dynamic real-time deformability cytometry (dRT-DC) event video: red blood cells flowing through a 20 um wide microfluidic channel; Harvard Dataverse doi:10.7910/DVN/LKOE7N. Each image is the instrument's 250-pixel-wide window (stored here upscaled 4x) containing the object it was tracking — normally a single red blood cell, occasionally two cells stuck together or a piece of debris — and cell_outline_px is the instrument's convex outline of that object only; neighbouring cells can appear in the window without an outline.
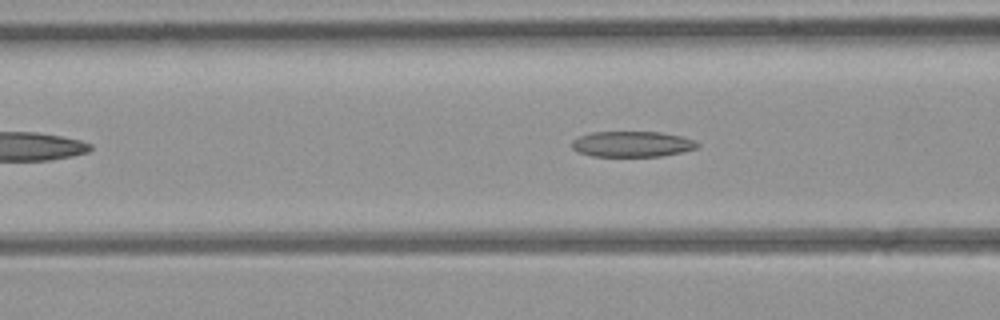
{"species": "common noctule bat (a hibernating species)", "species_latin": "Nyctalus noctula", "temperature_condition": "room temperature", "stored_images_in_passage": 6, "segment_of_instrument_passage": [2, 2], "camera_frame_rate_fps": 3000, "um_per_image_px": 0.085, "animal": {"sex": "female", "body_mass_g": 21.9}, "frame": {"image": 1, "passage_image": 6, "time_ms": 5.667, "image_size_px": [1000, 320], "cell_outline_px": [[700, 144], [696, 148], [680, 152], [660, 156], [592, 156], [580, 152], [572, 148], [572, 140], [580, 136], [592, 132], [660, 132], [680, 136], [696, 140]], "centroid_in_image_um": [53.74, 12.24], "position_along_channel_um": 112.9, "area_um2": 18.61}}